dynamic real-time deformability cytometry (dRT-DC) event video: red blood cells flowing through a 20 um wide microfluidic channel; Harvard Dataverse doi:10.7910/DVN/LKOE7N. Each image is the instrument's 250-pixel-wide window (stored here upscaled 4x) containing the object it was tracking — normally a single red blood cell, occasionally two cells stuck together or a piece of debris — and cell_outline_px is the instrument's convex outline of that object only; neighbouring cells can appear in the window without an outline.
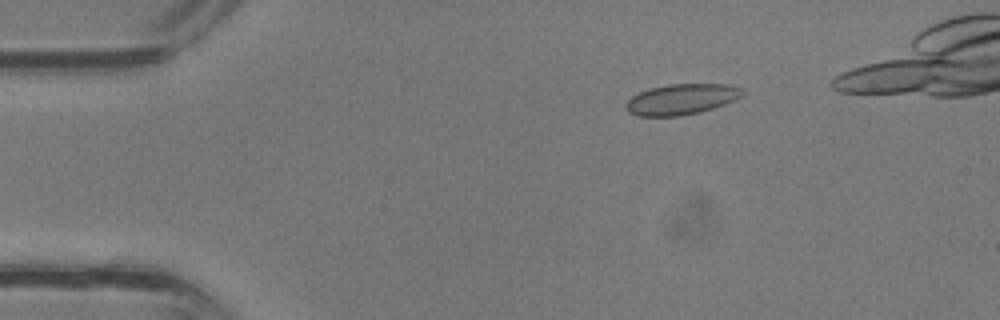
{"species": "common noctule bat (a hibernating species)", "species_latin": "Nyctalus noctula", "temperature_condition": "room temperature", "stored_images_in_passage": 28, "camera_frame_rate_fps": 3000, "um_per_image_px": 0.085, "animal": {"sex": "male", "body_mass_g": 13.3}, "frame": {"image": 1, "passage_image": 1, "time_ms": 0.0, "image_size_px": [1000, 320], "cell_outline_px": [[740, 96], [724, 104], [700, 112], [680, 116], [640, 116], [632, 112], [628, 108], [628, 100], [632, 96], [640, 92], [652, 88], [668, 84], [724, 84], [740, 88]], "centroid_in_image_um": [57.91, 8.43], "position_along_channel_um": 27.1, "area_um2": 20.11}}
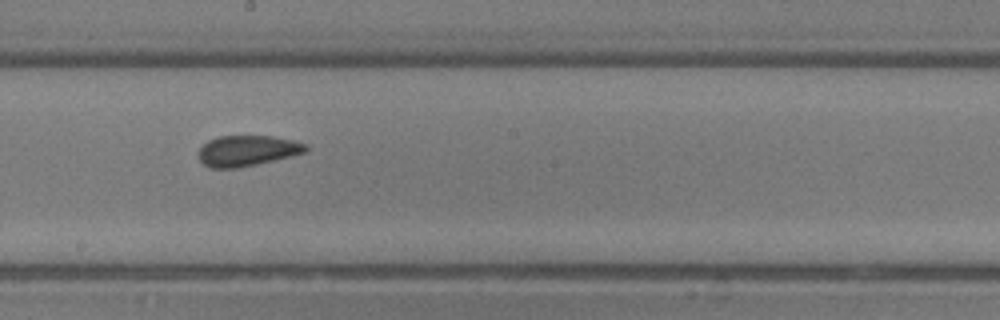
{"frame": {"image": 2, "passage_image": 15, "time_ms": 4.667, "image_size_px": [1000, 320], "cell_outline_px": [[308, 148], [304, 152], [240, 168], [208, 168], [200, 160], [200, 148], [208, 140], [220, 136], [272, 136], [292, 140], [308, 144]], "centroid_in_image_um": [21.0, 12.81], "position_along_channel_um": 227.2, "area_um2": 18.9}}
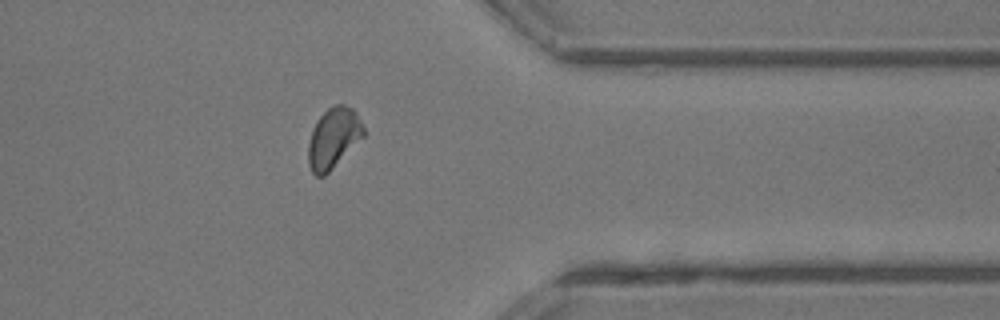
{"frame": {"image": 3, "passage_image": 24, "time_ms": 7.667, "image_size_px": [1000, 320], "cell_outline_px": [[364, 136], [324, 176], [316, 176], [312, 172], [308, 164], [308, 144], [316, 120], [332, 104], [344, 104], [352, 108], [356, 112], [364, 128]], "centroid_in_image_um": [28.33, 11.71], "position_along_channel_um": 383.1, "area_um2": 19.31}}